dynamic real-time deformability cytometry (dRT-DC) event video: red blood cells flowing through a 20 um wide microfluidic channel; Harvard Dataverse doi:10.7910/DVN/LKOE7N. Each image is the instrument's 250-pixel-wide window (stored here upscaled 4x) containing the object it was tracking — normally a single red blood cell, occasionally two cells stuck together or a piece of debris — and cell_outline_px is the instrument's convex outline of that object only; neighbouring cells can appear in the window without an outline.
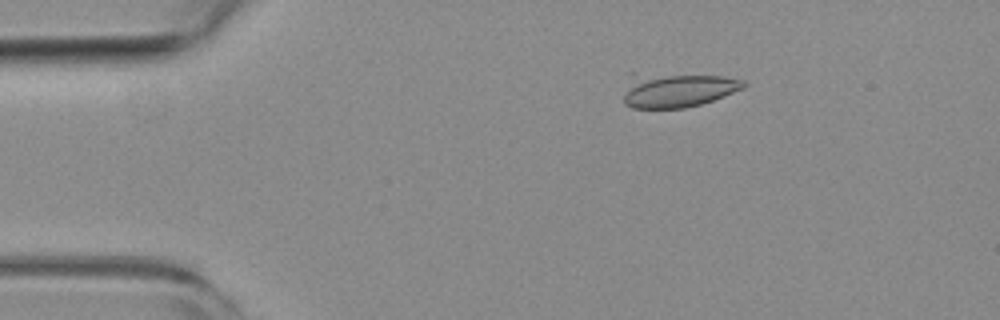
{"species": "common noctule bat (a hibernating species)", "species_latin": "Nyctalus noctula", "temperature_condition": "room temperature", "stored_images_in_passage": 53, "camera_frame_rate_fps": 3000, "um_per_image_px": 0.085, "animal": {"sex": "female", "body_mass_g": 19.3, "forearm_length_mm": 54.1}, "frame": {"image": 1, "passage_image": 9, "time_ms": 2.667, "image_size_px": [1000, 320], "cell_outline_px": [[748, 84], [744, 88], [724, 96], [700, 104], [684, 108], [632, 108], [624, 104], [624, 96], [636, 80], [668, 76], [724, 76], [744, 80]], "centroid_in_image_um": [57.8, 7.74], "position_along_channel_um": 27.2, "area_um2": 22.02}}
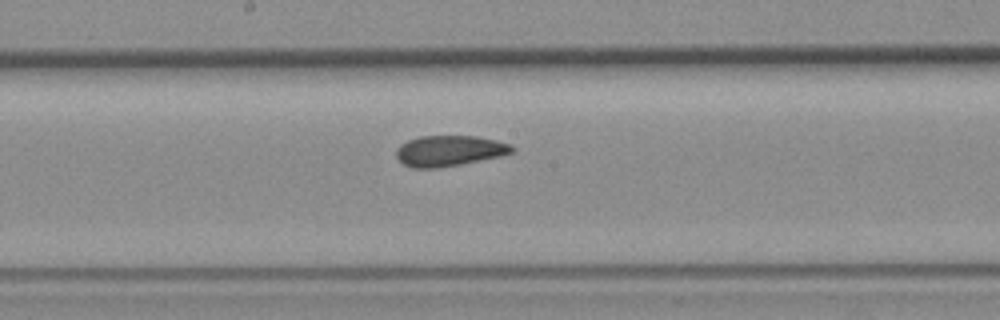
{"frame": {"image": 2, "passage_image": 28, "time_ms": 9.0, "image_size_px": [1000, 320], "cell_outline_px": [[516, 148], [512, 152], [500, 156], [440, 168], [412, 168], [404, 164], [396, 156], [396, 148], [400, 144], [408, 140], [420, 136], [476, 136], [496, 140], [512, 144]], "centroid_in_image_um": [38.19, 12.81], "position_along_channel_um": 210.0, "area_um2": 20.75}}
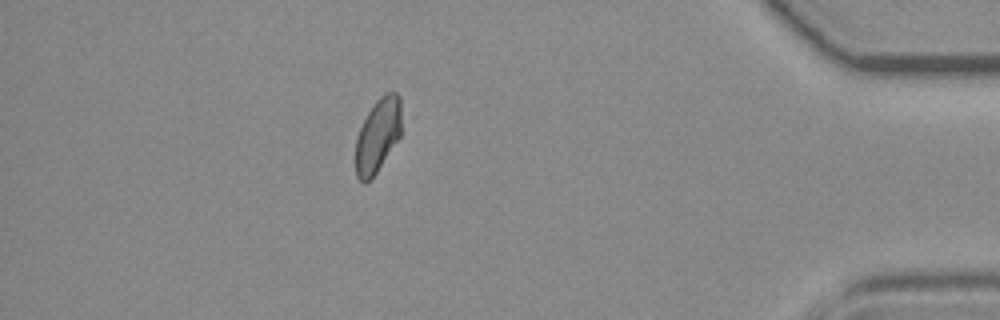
{"frame": {"image": 3, "passage_image": 47, "time_ms": 15.333, "image_size_px": [1000, 320], "cell_outline_px": [[400, 136], [376, 172], [364, 184], [356, 176], [356, 136], [368, 112], [376, 100], [384, 92], [396, 92], [400, 96]], "centroid_in_image_um": [32.1, 11.47], "position_along_channel_um": 403.1, "area_um2": 19.42}, "authors_computed_cell_mechanics": {"area_um2": 21.0392, "velocity_mm_per_s": 3.8279, "shape_relaxation_time_tau1_ms": null, "shape_relaxation_time_tau2_ms": 1.768, "deformation_change_tau1": null, "deformation_change_tau2": 0.0471}}